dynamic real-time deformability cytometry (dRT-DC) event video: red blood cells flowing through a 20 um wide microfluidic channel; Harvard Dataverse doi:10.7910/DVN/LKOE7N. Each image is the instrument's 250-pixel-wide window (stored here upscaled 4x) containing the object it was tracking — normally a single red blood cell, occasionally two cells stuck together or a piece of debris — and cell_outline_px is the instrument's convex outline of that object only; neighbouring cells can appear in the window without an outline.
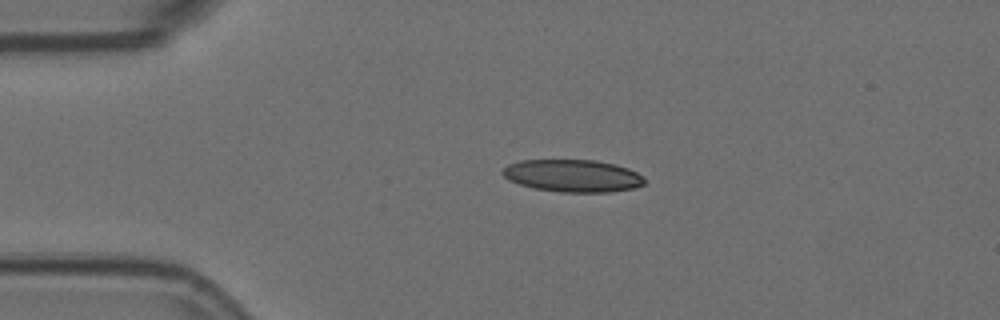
{"species": "Egyptian fruit bat (a non-hibernating species)", "species_latin": "Rousettus aegyptiacus", "temperature_condition": "room temperature", "stored_images_in_passage": 45, "camera_frame_rate_fps": 3000, "um_per_image_px": 0.085, "animal": {"sex": "female"}, "frame": {"image": 1, "passage_image": 1, "time_ms": 0.0, "image_size_px": [1000, 320], "cell_outline_px": [[644, 184], [632, 188], [608, 192], [560, 192], [536, 188], [520, 184], [508, 180], [500, 172], [508, 164], [520, 160], [596, 160], [616, 164], [628, 168], [644, 176]], "centroid_in_image_um": [48.67, 14.93], "position_along_channel_um": 36.3, "area_um2": 26.76}}
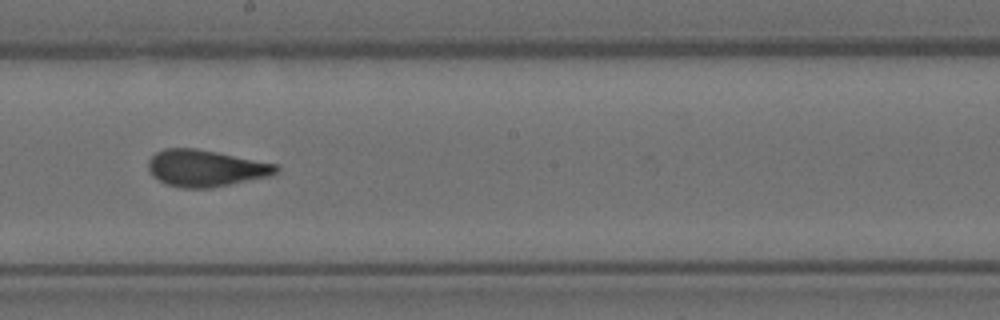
{"frame": {"image": 2, "passage_image": 20, "time_ms": 6.333, "image_size_px": [1000, 320], "cell_outline_px": [[280, 168], [276, 172], [268, 176], [212, 188], [180, 188], [168, 184], [152, 176], [148, 168], [148, 160], [156, 152], [164, 148], [196, 148], [276, 164]], "centroid_in_image_um": [17.44, 14.29], "position_along_channel_um": 230.8, "area_um2": 27.11}}
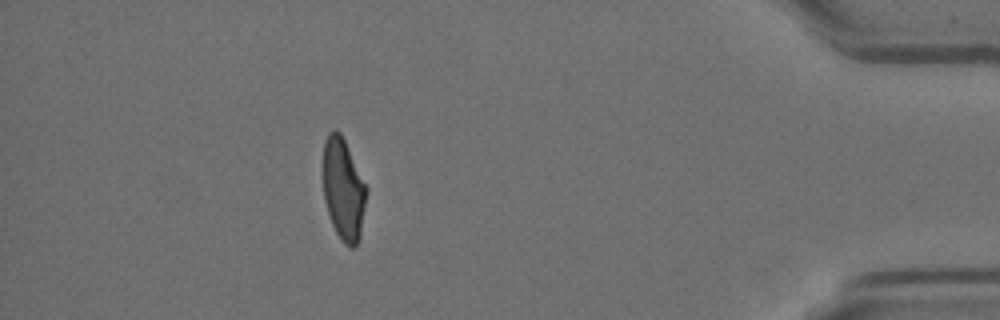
{"frame": {"image": 3, "passage_image": 39, "time_ms": 12.667, "image_size_px": [1000, 320], "cell_outline_px": [[368, 188], [360, 236], [356, 248], [348, 248], [344, 244], [336, 232], [332, 224], [324, 200], [320, 172], [324, 140], [328, 132], [336, 128], [340, 132]], "centroid_in_image_um": [29.14, 16.06], "position_along_channel_um": 406.1, "area_um2": 26.59}, "authors_computed_cell_mechanics": {"area_um2": 26.9926, "velocity_mm_per_s": 3.5925, "shape_relaxation_time_tau1_ms": null, "shape_relaxation_time_tau2_ms": 1.3588, "deformation_change_tau1": null, "deformation_change_tau2": 0.0832}}